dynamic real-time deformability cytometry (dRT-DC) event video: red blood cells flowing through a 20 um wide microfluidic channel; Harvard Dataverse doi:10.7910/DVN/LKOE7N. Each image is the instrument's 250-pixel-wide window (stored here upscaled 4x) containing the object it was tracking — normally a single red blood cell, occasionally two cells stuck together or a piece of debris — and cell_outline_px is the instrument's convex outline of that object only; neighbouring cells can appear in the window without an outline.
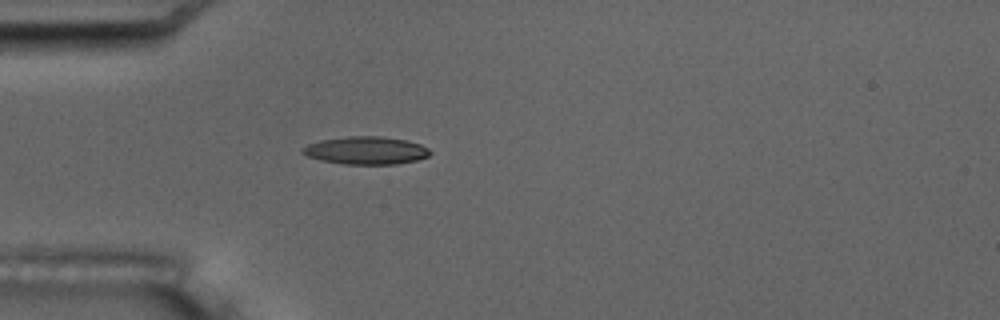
{"species": "common noctule bat (a hibernating species)", "species_latin": "Nyctalus noctula", "temperature_condition": "room temperature", "stored_images_in_passage": 4, "camera_frame_rate_fps": 3000, "um_per_image_px": 0.085, "animal": {"sex": "male", "body_mass_g": 17.5, "forearm_length_mm": 52.3}, "frame": {"image": 1, "passage_image": 4, "time_ms": 3.333, "image_size_px": [1000, 320], "cell_outline_px": [[432, 152], [428, 156], [416, 160], [396, 164], [344, 164], [320, 160], [308, 156], [300, 152], [300, 148], [308, 144], [320, 140], [348, 136], [380, 136], [408, 140], [420, 144], [428, 148]], "centroid_in_image_um": [31.09, 12.78], "position_along_channel_um": 53.9, "area_um2": 20.75}}